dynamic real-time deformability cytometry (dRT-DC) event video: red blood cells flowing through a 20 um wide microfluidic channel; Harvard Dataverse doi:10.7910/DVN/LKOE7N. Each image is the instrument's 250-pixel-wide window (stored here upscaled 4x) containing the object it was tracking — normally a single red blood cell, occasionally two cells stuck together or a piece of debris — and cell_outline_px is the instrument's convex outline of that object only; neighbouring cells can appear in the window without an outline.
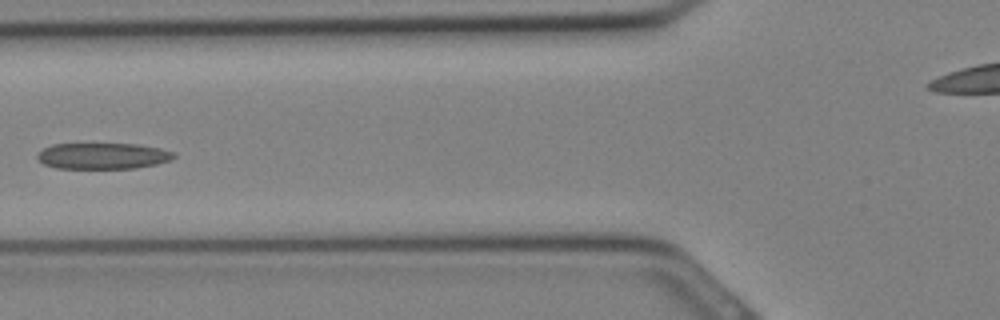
{"species": "Egyptian fruit bat (a non-hibernating species)", "species_latin": "Rousettus aegyptiacus", "temperature_condition": "cold", "stored_images_in_passage": 17, "camera_frame_rate_fps": 3000, "um_per_image_px": 0.085, "animal": {"sex": "female"}, "frame": {"image": 1, "passage_image": 12, "time_ms": 3.667, "image_size_px": [1000, 320], "cell_outline_px": [[176, 156], [172, 160], [156, 164], [136, 168], [56, 168], [44, 164], [36, 156], [44, 148], [52, 144], [136, 144], [160, 148], [176, 152]], "centroid_in_image_um": [8.79, 13.25], "position_along_channel_um": 117.0, "area_um2": 20.75}}
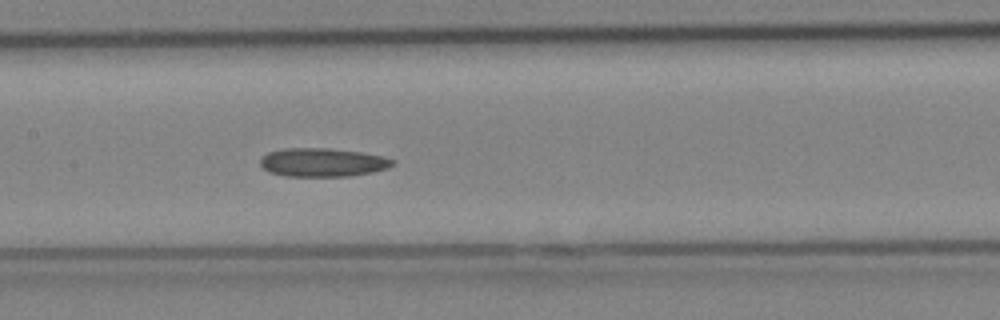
{"frame": {"image": 2, "passage_image": 15, "time_ms": 4.667, "image_size_px": [1000, 320], "cell_outline_px": [[392, 164], [388, 168], [372, 172], [352, 176], [284, 176], [268, 172], [260, 164], [260, 160], [268, 152], [284, 148], [328, 148], [360, 152], [380, 156], [392, 160]], "centroid_in_image_um": [27.37, 13.81], "position_along_channel_um": 180.0, "area_um2": 21.85}}
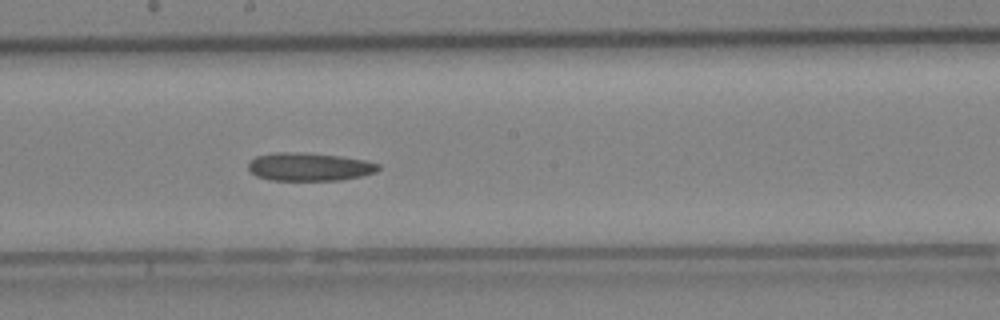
{"frame": {"image": 3, "passage_image": 17, "time_ms": 5.333, "image_size_px": [1000, 320], "cell_outline_px": [[380, 168], [376, 172], [360, 176], [340, 180], [272, 180], [256, 176], [248, 168], [248, 160], [256, 156], [272, 152], [304, 152], [340, 156], [364, 160], [380, 164]], "centroid_in_image_um": [26.26, 14.16], "position_along_channel_um": 221.9, "area_um2": 21.44}}